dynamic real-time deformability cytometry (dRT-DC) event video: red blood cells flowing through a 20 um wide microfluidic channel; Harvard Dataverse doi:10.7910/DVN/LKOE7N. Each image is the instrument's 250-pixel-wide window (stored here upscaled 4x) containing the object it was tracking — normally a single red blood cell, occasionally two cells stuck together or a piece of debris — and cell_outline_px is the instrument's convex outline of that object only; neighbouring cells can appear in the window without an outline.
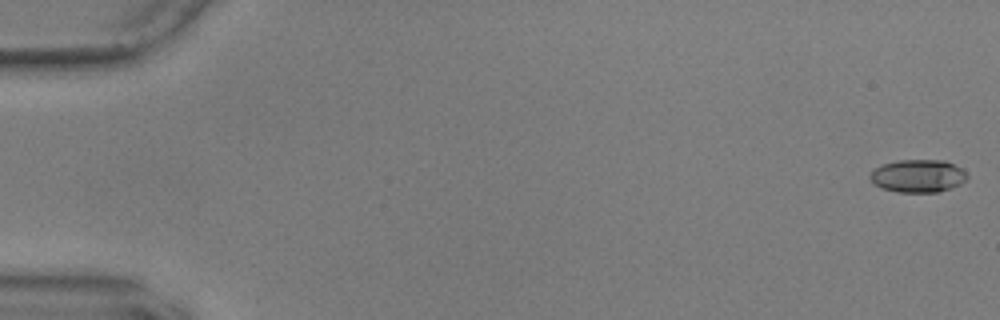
{"species": "common noctule bat (a hibernating species)", "species_latin": "Nyctalus noctula", "temperature_condition": "warm", "stored_images_in_passage": 57, "camera_frame_rate_fps": 3000, "um_per_image_px": 0.085, "animal": {"sex": "male", "body_mass_g": 17.9, "forearm_length_mm": 54.2}, "frame": {"image": 1, "passage_image": 1, "time_ms": 0.0, "image_size_px": [1000, 320], "cell_outline_px": [[968, 176], [960, 184], [940, 192], [896, 192], [880, 188], [872, 184], [868, 176], [876, 168], [884, 164], [896, 160], [944, 160], [960, 168]], "centroid_in_image_um": [77.97, 14.96], "position_along_channel_um": 7.0, "area_um2": 18.55}}
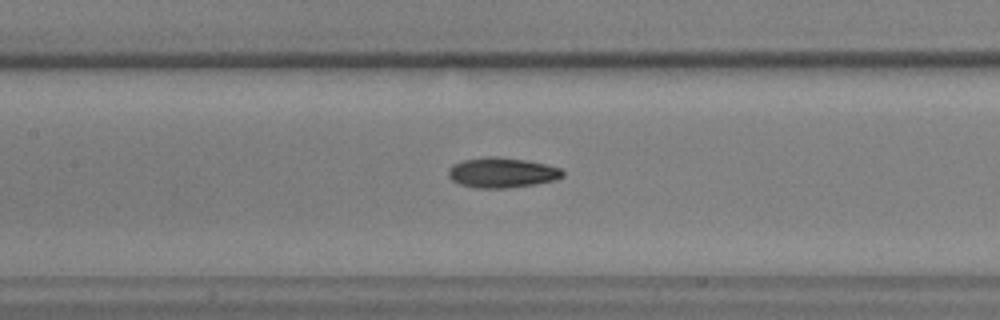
{"frame": {"image": 2, "passage_image": 27, "time_ms": 8.667, "image_size_px": [1000, 320], "cell_outline_px": [[564, 176], [552, 180], [536, 184], [508, 188], [476, 188], [460, 184], [452, 180], [448, 176], [448, 168], [452, 164], [464, 160], [484, 156], [496, 156], [524, 160], [544, 164], [560, 168], [564, 172]], "centroid_in_image_um": [42.62, 14.67], "position_along_channel_um": 164.8, "area_um2": 20.06}}
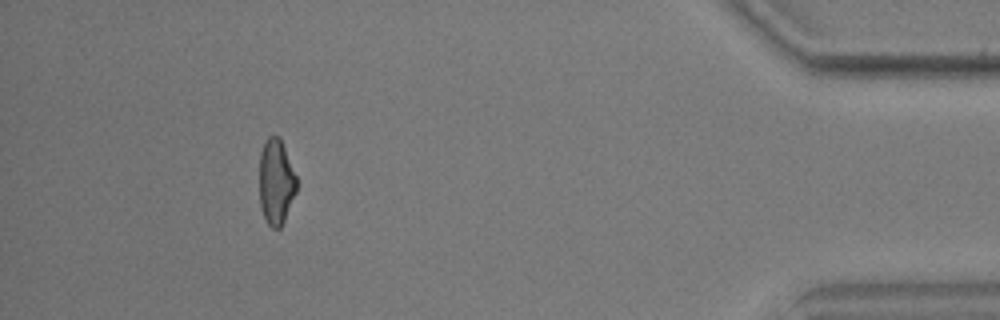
{"frame": {"image": 3, "passage_image": 52, "time_ms": 17.0, "image_size_px": [1000, 320], "cell_outline_px": [[296, 192], [284, 220], [280, 228], [272, 228], [268, 224], [260, 208], [260, 152], [264, 140], [268, 136], [280, 136], [296, 176]], "centroid_in_image_um": [23.45, 15.43], "position_along_channel_um": 411.7, "area_um2": 18.5}, "authors_computed_cell_mechanics": {"area_um2": 19.1896, "velocity_mm_per_s": 3.6117, "shape_relaxation_time_tau1_ms": 4.4346, "shape_relaxation_time_tau2_ms": 4.1782, "deformation_change_tau1": 0.1499, "deformation_change_tau2": 0.1175}}